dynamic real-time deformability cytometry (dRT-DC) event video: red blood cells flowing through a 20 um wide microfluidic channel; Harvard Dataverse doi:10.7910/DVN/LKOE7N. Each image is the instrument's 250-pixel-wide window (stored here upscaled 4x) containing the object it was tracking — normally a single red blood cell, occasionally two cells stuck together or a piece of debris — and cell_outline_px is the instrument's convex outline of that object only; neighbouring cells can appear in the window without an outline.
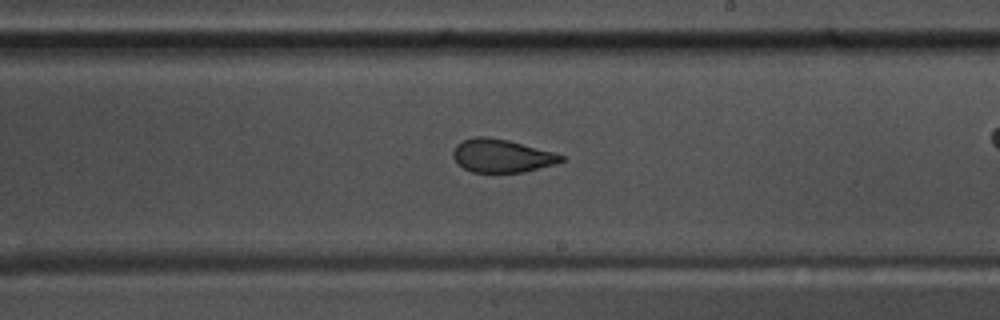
{"species": "common noctule bat (a hibernating species)", "species_latin": "Nyctalus noctula", "temperature_condition": "warm", "stored_images_in_passage": 44, "camera_frame_rate_fps": 3000, "um_per_image_px": 0.085, "animal": {"sex": "male", "body_mass_g": 17.5, "forearm_length_mm": 52.3}, "frame": {"image": 1, "passage_image": 32, "time_ms": 10.333, "image_size_px": [1000, 320], "cell_outline_px": [[564, 160], [556, 164], [524, 172], [472, 172], [464, 168], [452, 156], [452, 152], [456, 144], [464, 140], [476, 136], [488, 136], [508, 140], [552, 152], [564, 156]], "centroid_in_image_um": [42.63, 13.24], "position_along_channel_um": 246.4, "area_um2": 20.75}}
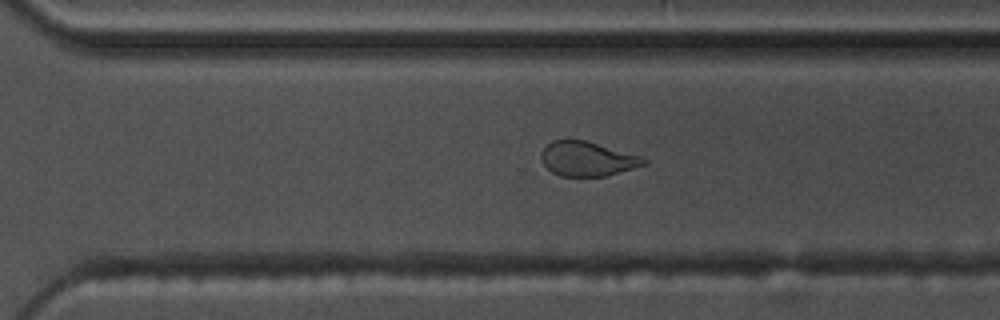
{"frame": {"image": 2, "passage_image": 38, "time_ms": 12.333, "image_size_px": [1000, 320], "cell_outline_px": [[648, 164], [604, 176], [560, 176], [552, 172], [540, 160], [540, 152], [552, 140], [584, 140], [640, 156], [648, 160]], "centroid_in_image_um": [49.9, 13.51], "position_along_channel_um": 320.7, "area_um2": 20.4}}